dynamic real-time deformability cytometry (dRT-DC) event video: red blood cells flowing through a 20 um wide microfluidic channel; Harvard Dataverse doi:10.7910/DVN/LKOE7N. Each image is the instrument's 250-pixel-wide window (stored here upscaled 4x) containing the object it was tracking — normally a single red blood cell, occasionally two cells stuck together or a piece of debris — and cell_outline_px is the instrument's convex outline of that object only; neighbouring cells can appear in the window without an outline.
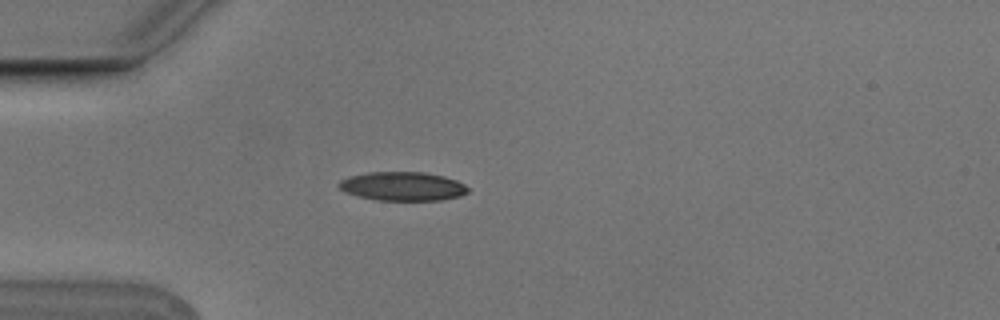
{"species": "Egyptian fruit bat (a non-hibernating species)", "species_latin": "Rousettus aegyptiacus", "temperature_condition": "cold", "stored_images_in_passage": 3, "camera_frame_rate_fps": 3000, "um_per_image_px": 0.085, "animal": {"sex": "male"}, "frame": {"image": 1, "passage_image": 3, "time_ms": 0.667, "image_size_px": [1000, 320], "cell_outline_px": [[468, 192], [460, 196], [440, 200], [376, 200], [356, 196], [344, 192], [336, 184], [340, 180], [348, 176], [368, 172], [424, 172], [444, 176], [456, 180], [464, 184], [468, 188]], "centroid_in_image_um": [34.18, 15.83], "position_along_channel_um": 50.8, "area_um2": 21.85}}